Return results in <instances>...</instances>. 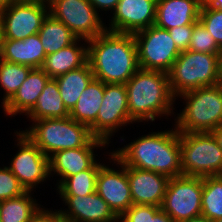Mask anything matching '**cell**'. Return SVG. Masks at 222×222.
Returning <instances> with one entry per match:
<instances>
[{
	"mask_svg": "<svg viewBox=\"0 0 222 222\" xmlns=\"http://www.w3.org/2000/svg\"><path fill=\"white\" fill-rule=\"evenodd\" d=\"M49 13L79 39L90 40L104 33L105 23L88 0H51Z\"/></svg>",
	"mask_w": 222,
	"mask_h": 222,
	"instance_id": "10",
	"label": "cell"
},
{
	"mask_svg": "<svg viewBox=\"0 0 222 222\" xmlns=\"http://www.w3.org/2000/svg\"><path fill=\"white\" fill-rule=\"evenodd\" d=\"M55 222H73V221L67 220V219L59 216V217L55 220Z\"/></svg>",
	"mask_w": 222,
	"mask_h": 222,
	"instance_id": "45",
	"label": "cell"
},
{
	"mask_svg": "<svg viewBox=\"0 0 222 222\" xmlns=\"http://www.w3.org/2000/svg\"><path fill=\"white\" fill-rule=\"evenodd\" d=\"M32 122L40 119L69 117L60 96L56 79L50 78L39 95L35 106L25 115Z\"/></svg>",
	"mask_w": 222,
	"mask_h": 222,
	"instance_id": "24",
	"label": "cell"
},
{
	"mask_svg": "<svg viewBox=\"0 0 222 222\" xmlns=\"http://www.w3.org/2000/svg\"><path fill=\"white\" fill-rule=\"evenodd\" d=\"M21 0H0V10L10 6L13 3L19 2Z\"/></svg>",
	"mask_w": 222,
	"mask_h": 222,
	"instance_id": "41",
	"label": "cell"
},
{
	"mask_svg": "<svg viewBox=\"0 0 222 222\" xmlns=\"http://www.w3.org/2000/svg\"><path fill=\"white\" fill-rule=\"evenodd\" d=\"M161 208L158 206L133 204L119 218L120 222H150V217Z\"/></svg>",
	"mask_w": 222,
	"mask_h": 222,
	"instance_id": "34",
	"label": "cell"
},
{
	"mask_svg": "<svg viewBox=\"0 0 222 222\" xmlns=\"http://www.w3.org/2000/svg\"><path fill=\"white\" fill-rule=\"evenodd\" d=\"M197 23L198 22H195L194 24H190V25L178 26V27L171 28L168 30L177 48L181 52L188 50L192 31H193L194 26Z\"/></svg>",
	"mask_w": 222,
	"mask_h": 222,
	"instance_id": "35",
	"label": "cell"
},
{
	"mask_svg": "<svg viewBox=\"0 0 222 222\" xmlns=\"http://www.w3.org/2000/svg\"><path fill=\"white\" fill-rule=\"evenodd\" d=\"M218 69H219L220 83L222 84V51L219 54V66H218Z\"/></svg>",
	"mask_w": 222,
	"mask_h": 222,
	"instance_id": "44",
	"label": "cell"
},
{
	"mask_svg": "<svg viewBox=\"0 0 222 222\" xmlns=\"http://www.w3.org/2000/svg\"><path fill=\"white\" fill-rule=\"evenodd\" d=\"M46 54L38 33L24 40L2 39L0 59L26 65L31 68H42Z\"/></svg>",
	"mask_w": 222,
	"mask_h": 222,
	"instance_id": "21",
	"label": "cell"
},
{
	"mask_svg": "<svg viewBox=\"0 0 222 222\" xmlns=\"http://www.w3.org/2000/svg\"><path fill=\"white\" fill-rule=\"evenodd\" d=\"M88 1L93 5V7L98 13L101 10L102 11L104 10L106 12L111 10V12L112 11L114 12L119 2V0H88Z\"/></svg>",
	"mask_w": 222,
	"mask_h": 222,
	"instance_id": "37",
	"label": "cell"
},
{
	"mask_svg": "<svg viewBox=\"0 0 222 222\" xmlns=\"http://www.w3.org/2000/svg\"><path fill=\"white\" fill-rule=\"evenodd\" d=\"M219 54L182 51L168 72L170 90L173 96L200 87L220 83Z\"/></svg>",
	"mask_w": 222,
	"mask_h": 222,
	"instance_id": "6",
	"label": "cell"
},
{
	"mask_svg": "<svg viewBox=\"0 0 222 222\" xmlns=\"http://www.w3.org/2000/svg\"><path fill=\"white\" fill-rule=\"evenodd\" d=\"M1 47H2V33H1V26H0V57H1Z\"/></svg>",
	"mask_w": 222,
	"mask_h": 222,
	"instance_id": "47",
	"label": "cell"
},
{
	"mask_svg": "<svg viewBox=\"0 0 222 222\" xmlns=\"http://www.w3.org/2000/svg\"><path fill=\"white\" fill-rule=\"evenodd\" d=\"M200 10L195 0H157L154 25L169 30L194 24L199 22Z\"/></svg>",
	"mask_w": 222,
	"mask_h": 222,
	"instance_id": "20",
	"label": "cell"
},
{
	"mask_svg": "<svg viewBox=\"0 0 222 222\" xmlns=\"http://www.w3.org/2000/svg\"><path fill=\"white\" fill-rule=\"evenodd\" d=\"M198 5L202 8V7H206L209 6L213 0H195Z\"/></svg>",
	"mask_w": 222,
	"mask_h": 222,
	"instance_id": "43",
	"label": "cell"
},
{
	"mask_svg": "<svg viewBox=\"0 0 222 222\" xmlns=\"http://www.w3.org/2000/svg\"><path fill=\"white\" fill-rule=\"evenodd\" d=\"M103 164L96 162L90 169L67 177L57 188L60 196H86L96 191V179Z\"/></svg>",
	"mask_w": 222,
	"mask_h": 222,
	"instance_id": "28",
	"label": "cell"
},
{
	"mask_svg": "<svg viewBox=\"0 0 222 222\" xmlns=\"http://www.w3.org/2000/svg\"><path fill=\"white\" fill-rule=\"evenodd\" d=\"M113 156L123 165L164 174L169 178L182 175L179 132H150L117 148Z\"/></svg>",
	"mask_w": 222,
	"mask_h": 222,
	"instance_id": "1",
	"label": "cell"
},
{
	"mask_svg": "<svg viewBox=\"0 0 222 222\" xmlns=\"http://www.w3.org/2000/svg\"><path fill=\"white\" fill-rule=\"evenodd\" d=\"M82 40L86 44H81ZM87 42V40L77 38L72 44L63 49L53 54L46 55L42 69L50 78L55 79L71 70L84 66L88 62Z\"/></svg>",
	"mask_w": 222,
	"mask_h": 222,
	"instance_id": "22",
	"label": "cell"
},
{
	"mask_svg": "<svg viewBox=\"0 0 222 222\" xmlns=\"http://www.w3.org/2000/svg\"><path fill=\"white\" fill-rule=\"evenodd\" d=\"M133 204L160 207L166 193L169 177L148 170L127 167Z\"/></svg>",
	"mask_w": 222,
	"mask_h": 222,
	"instance_id": "18",
	"label": "cell"
},
{
	"mask_svg": "<svg viewBox=\"0 0 222 222\" xmlns=\"http://www.w3.org/2000/svg\"><path fill=\"white\" fill-rule=\"evenodd\" d=\"M24 1L42 2V3H45V4H49L51 2V0H24Z\"/></svg>",
	"mask_w": 222,
	"mask_h": 222,
	"instance_id": "46",
	"label": "cell"
},
{
	"mask_svg": "<svg viewBox=\"0 0 222 222\" xmlns=\"http://www.w3.org/2000/svg\"><path fill=\"white\" fill-rule=\"evenodd\" d=\"M213 222H222V218L217 219V220H215V221H213Z\"/></svg>",
	"mask_w": 222,
	"mask_h": 222,
	"instance_id": "48",
	"label": "cell"
},
{
	"mask_svg": "<svg viewBox=\"0 0 222 222\" xmlns=\"http://www.w3.org/2000/svg\"><path fill=\"white\" fill-rule=\"evenodd\" d=\"M182 175H222V150L211 132H179Z\"/></svg>",
	"mask_w": 222,
	"mask_h": 222,
	"instance_id": "7",
	"label": "cell"
},
{
	"mask_svg": "<svg viewBox=\"0 0 222 222\" xmlns=\"http://www.w3.org/2000/svg\"><path fill=\"white\" fill-rule=\"evenodd\" d=\"M22 132L48 158L60 150L85 147L94 138L87 125L71 117L35 120Z\"/></svg>",
	"mask_w": 222,
	"mask_h": 222,
	"instance_id": "5",
	"label": "cell"
},
{
	"mask_svg": "<svg viewBox=\"0 0 222 222\" xmlns=\"http://www.w3.org/2000/svg\"><path fill=\"white\" fill-rule=\"evenodd\" d=\"M68 209L60 216L73 222H119V218L95 191L86 196H60Z\"/></svg>",
	"mask_w": 222,
	"mask_h": 222,
	"instance_id": "17",
	"label": "cell"
},
{
	"mask_svg": "<svg viewBox=\"0 0 222 222\" xmlns=\"http://www.w3.org/2000/svg\"><path fill=\"white\" fill-rule=\"evenodd\" d=\"M104 92L105 83L93 78L79 96L73 109L69 112V117L78 123L87 125L94 137H96V117Z\"/></svg>",
	"mask_w": 222,
	"mask_h": 222,
	"instance_id": "23",
	"label": "cell"
},
{
	"mask_svg": "<svg viewBox=\"0 0 222 222\" xmlns=\"http://www.w3.org/2000/svg\"><path fill=\"white\" fill-rule=\"evenodd\" d=\"M109 157L111 158L108 159L113 160V164H116L119 170L110 168L103 163L96 179V192L108 204L113 213L120 218L133 205L127 166L120 163L111 152Z\"/></svg>",
	"mask_w": 222,
	"mask_h": 222,
	"instance_id": "14",
	"label": "cell"
},
{
	"mask_svg": "<svg viewBox=\"0 0 222 222\" xmlns=\"http://www.w3.org/2000/svg\"><path fill=\"white\" fill-rule=\"evenodd\" d=\"M93 78L94 75L89 62L82 67L55 78L59 87L60 96L69 112L73 109L79 96Z\"/></svg>",
	"mask_w": 222,
	"mask_h": 222,
	"instance_id": "25",
	"label": "cell"
},
{
	"mask_svg": "<svg viewBox=\"0 0 222 222\" xmlns=\"http://www.w3.org/2000/svg\"><path fill=\"white\" fill-rule=\"evenodd\" d=\"M208 7L215 8L216 10H222V0H213Z\"/></svg>",
	"mask_w": 222,
	"mask_h": 222,
	"instance_id": "42",
	"label": "cell"
},
{
	"mask_svg": "<svg viewBox=\"0 0 222 222\" xmlns=\"http://www.w3.org/2000/svg\"><path fill=\"white\" fill-rule=\"evenodd\" d=\"M19 150L10 161L9 169L26 191H33L38 184L50 177L49 158L22 131L14 132Z\"/></svg>",
	"mask_w": 222,
	"mask_h": 222,
	"instance_id": "12",
	"label": "cell"
},
{
	"mask_svg": "<svg viewBox=\"0 0 222 222\" xmlns=\"http://www.w3.org/2000/svg\"><path fill=\"white\" fill-rule=\"evenodd\" d=\"M182 222H212L211 220H208L205 216L199 215L187 220H184Z\"/></svg>",
	"mask_w": 222,
	"mask_h": 222,
	"instance_id": "40",
	"label": "cell"
},
{
	"mask_svg": "<svg viewBox=\"0 0 222 222\" xmlns=\"http://www.w3.org/2000/svg\"><path fill=\"white\" fill-rule=\"evenodd\" d=\"M109 146L105 141L94 137L85 147L65 149L55 152L49 157L50 177L56 174L58 187L67 177L76 175L81 171L90 169L96 162L94 149Z\"/></svg>",
	"mask_w": 222,
	"mask_h": 222,
	"instance_id": "16",
	"label": "cell"
},
{
	"mask_svg": "<svg viewBox=\"0 0 222 222\" xmlns=\"http://www.w3.org/2000/svg\"><path fill=\"white\" fill-rule=\"evenodd\" d=\"M201 215L212 222L222 218V175L203 178Z\"/></svg>",
	"mask_w": 222,
	"mask_h": 222,
	"instance_id": "29",
	"label": "cell"
},
{
	"mask_svg": "<svg viewBox=\"0 0 222 222\" xmlns=\"http://www.w3.org/2000/svg\"><path fill=\"white\" fill-rule=\"evenodd\" d=\"M133 35L137 45L139 68L168 73L181 53L169 31L151 25Z\"/></svg>",
	"mask_w": 222,
	"mask_h": 222,
	"instance_id": "8",
	"label": "cell"
},
{
	"mask_svg": "<svg viewBox=\"0 0 222 222\" xmlns=\"http://www.w3.org/2000/svg\"><path fill=\"white\" fill-rule=\"evenodd\" d=\"M87 44L94 78L105 84H126L139 69L133 34L106 30Z\"/></svg>",
	"mask_w": 222,
	"mask_h": 222,
	"instance_id": "2",
	"label": "cell"
},
{
	"mask_svg": "<svg viewBox=\"0 0 222 222\" xmlns=\"http://www.w3.org/2000/svg\"><path fill=\"white\" fill-rule=\"evenodd\" d=\"M31 191L0 201V222H30L41 209Z\"/></svg>",
	"mask_w": 222,
	"mask_h": 222,
	"instance_id": "27",
	"label": "cell"
},
{
	"mask_svg": "<svg viewBox=\"0 0 222 222\" xmlns=\"http://www.w3.org/2000/svg\"><path fill=\"white\" fill-rule=\"evenodd\" d=\"M60 216L59 209L58 211H49L47 209L42 208L38 211V213L30 220V222H55V220Z\"/></svg>",
	"mask_w": 222,
	"mask_h": 222,
	"instance_id": "36",
	"label": "cell"
},
{
	"mask_svg": "<svg viewBox=\"0 0 222 222\" xmlns=\"http://www.w3.org/2000/svg\"><path fill=\"white\" fill-rule=\"evenodd\" d=\"M26 192L8 166L0 167V201L20 196Z\"/></svg>",
	"mask_w": 222,
	"mask_h": 222,
	"instance_id": "33",
	"label": "cell"
},
{
	"mask_svg": "<svg viewBox=\"0 0 222 222\" xmlns=\"http://www.w3.org/2000/svg\"><path fill=\"white\" fill-rule=\"evenodd\" d=\"M38 35L46 55L63 49L77 39L65 24L50 13L44 18Z\"/></svg>",
	"mask_w": 222,
	"mask_h": 222,
	"instance_id": "26",
	"label": "cell"
},
{
	"mask_svg": "<svg viewBox=\"0 0 222 222\" xmlns=\"http://www.w3.org/2000/svg\"><path fill=\"white\" fill-rule=\"evenodd\" d=\"M49 5L21 0L0 10L2 39L24 40L39 32Z\"/></svg>",
	"mask_w": 222,
	"mask_h": 222,
	"instance_id": "11",
	"label": "cell"
},
{
	"mask_svg": "<svg viewBox=\"0 0 222 222\" xmlns=\"http://www.w3.org/2000/svg\"><path fill=\"white\" fill-rule=\"evenodd\" d=\"M150 222H174V220L162 209H160L154 217H150Z\"/></svg>",
	"mask_w": 222,
	"mask_h": 222,
	"instance_id": "38",
	"label": "cell"
},
{
	"mask_svg": "<svg viewBox=\"0 0 222 222\" xmlns=\"http://www.w3.org/2000/svg\"><path fill=\"white\" fill-rule=\"evenodd\" d=\"M211 133L213 134L215 140L217 141L219 147L222 150V125L215 128L213 131H211Z\"/></svg>",
	"mask_w": 222,
	"mask_h": 222,
	"instance_id": "39",
	"label": "cell"
},
{
	"mask_svg": "<svg viewBox=\"0 0 222 222\" xmlns=\"http://www.w3.org/2000/svg\"><path fill=\"white\" fill-rule=\"evenodd\" d=\"M50 79L42 68H32L15 94L2 106L7 116L27 114L36 104L39 95Z\"/></svg>",
	"mask_w": 222,
	"mask_h": 222,
	"instance_id": "19",
	"label": "cell"
},
{
	"mask_svg": "<svg viewBox=\"0 0 222 222\" xmlns=\"http://www.w3.org/2000/svg\"><path fill=\"white\" fill-rule=\"evenodd\" d=\"M188 50L209 54H220L222 51L213 36L200 22L193 28Z\"/></svg>",
	"mask_w": 222,
	"mask_h": 222,
	"instance_id": "31",
	"label": "cell"
},
{
	"mask_svg": "<svg viewBox=\"0 0 222 222\" xmlns=\"http://www.w3.org/2000/svg\"><path fill=\"white\" fill-rule=\"evenodd\" d=\"M130 117L135 122L174 115V102L168 73L139 68L125 84ZM157 117V118H156Z\"/></svg>",
	"mask_w": 222,
	"mask_h": 222,
	"instance_id": "3",
	"label": "cell"
},
{
	"mask_svg": "<svg viewBox=\"0 0 222 222\" xmlns=\"http://www.w3.org/2000/svg\"><path fill=\"white\" fill-rule=\"evenodd\" d=\"M31 67L0 59V87L4 90L2 106L15 94L31 71Z\"/></svg>",
	"mask_w": 222,
	"mask_h": 222,
	"instance_id": "30",
	"label": "cell"
},
{
	"mask_svg": "<svg viewBox=\"0 0 222 222\" xmlns=\"http://www.w3.org/2000/svg\"><path fill=\"white\" fill-rule=\"evenodd\" d=\"M125 84H105L102 103L96 117V138L109 141L118 129L136 123L129 115Z\"/></svg>",
	"mask_w": 222,
	"mask_h": 222,
	"instance_id": "13",
	"label": "cell"
},
{
	"mask_svg": "<svg viewBox=\"0 0 222 222\" xmlns=\"http://www.w3.org/2000/svg\"><path fill=\"white\" fill-rule=\"evenodd\" d=\"M213 36L217 45L222 49V10L212 7H202L198 20Z\"/></svg>",
	"mask_w": 222,
	"mask_h": 222,
	"instance_id": "32",
	"label": "cell"
},
{
	"mask_svg": "<svg viewBox=\"0 0 222 222\" xmlns=\"http://www.w3.org/2000/svg\"><path fill=\"white\" fill-rule=\"evenodd\" d=\"M203 178L180 175L170 178L160 208L174 222L196 217L202 213Z\"/></svg>",
	"mask_w": 222,
	"mask_h": 222,
	"instance_id": "9",
	"label": "cell"
},
{
	"mask_svg": "<svg viewBox=\"0 0 222 222\" xmlns=\"http://www.w3.org/2000/svg\"><path fill=\"white\" fill-rule=\"evenodd\" d=\"M185 102L177 114L178 132H211L222 125V84L200 87L178 96Z\"/></svg>",
	"mask_w": 222,
	"mask_h": 222,
	"instance_id": "4",
	"label": "cell"
},
{
	"mask_svg": "<svg viewBox=\"0 0 222 222\" xmlns=\"http://www.w3.org/2000/svg\"><path fill=\"white\" fill-rule=\"evenodd\" d=\"M157 0H119L107 31L134 34L155 22Z\"/></svg>",
	"mask_w": 222,
	"mask_h": 222,
	"instance_id": "15",
	"label": "cell"
}]
</instances>
